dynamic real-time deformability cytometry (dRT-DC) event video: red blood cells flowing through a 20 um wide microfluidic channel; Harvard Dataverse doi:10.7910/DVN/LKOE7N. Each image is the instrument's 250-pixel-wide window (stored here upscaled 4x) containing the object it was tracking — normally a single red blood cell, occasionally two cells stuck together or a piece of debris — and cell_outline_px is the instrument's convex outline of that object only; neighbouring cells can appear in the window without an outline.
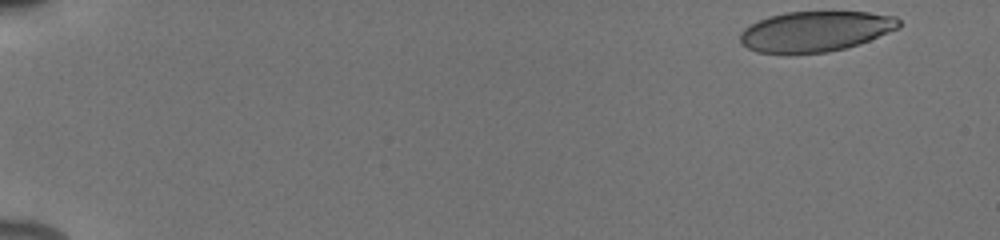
{"species": "human", "species_latin": "Homo sapiens", "temperature_condition": "cold", "stored_images_in_passage": 51, "camera_frame_rate_fps": 3000, "um_per_image_px": 0.085, "donor": {"sex": "male"}, "frame": {"image": 1, "passage_image": 1, "time_ms": 0.0, "image_size_px": [1000, 240], "cell_outline_px": [[900, 28], [868, 40], [844, 48], [828, 52], [756, 52], [740, 44], [740, 32], [744, 28], [768, 16], [788, 12], [868, 12], [896, 16], [900, 20]], "centroid_in_image_um": [69.31, 2.65], "position_along_channel_um": 15.7, "area_um2": 36.88}}
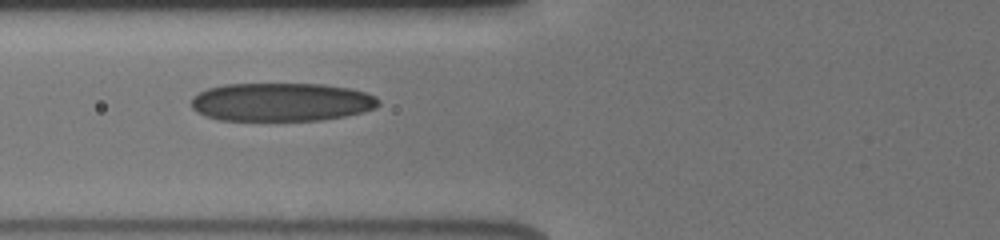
{"frame": {"image": 2, "passage_image": 20, "time_ms": 6.333, "image_size_px": [1000, 240], "cell_outline_px": [[380, 104], [376, 108], [344, 116], [320, 120], [220, 120], [204, 116], [196, 112], [192, 108], [192, 96], [208, 88], [224, 84], [324, 84], [352, 88], [376, 96], [380, 100]], "centroid_in_image_um": [23.91, 8.67], "position_along_channel_um": 101.9, "area_um2": 42.08}}
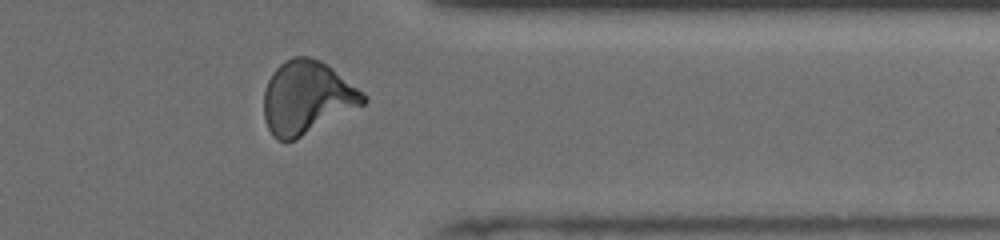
{"frame": {"image": 3, "passage_image": 42, "time_ms": 13.667, "image_size_px": [1000, 240], "cell_outline_px": [[368, 100], [364, 104], [296, 140], [276, 140], [272, 136], [264, 120], [264, 92], [268, 80], [272, 72], [284, 60], [292, 56], [308, 56], [320, 60], [332, 68], [364, 92], [368, 96]], "centroid_in_image_um": [26.08, 8.29], "position_along_channel_um": 385.3, "area_um2": 42.48}, "authors_computed_cell_mechanics": {"area_um2": 40.46, "velocity_mm_per_s": 3.9183, "shape_relaxation_time_tau1_ms": 4.2673, "shape_relaxation_time_tau2_ms": 1.9296, "deformation_change_tau1": 0.1569, "deformation_change_tau2": 0.0966}}